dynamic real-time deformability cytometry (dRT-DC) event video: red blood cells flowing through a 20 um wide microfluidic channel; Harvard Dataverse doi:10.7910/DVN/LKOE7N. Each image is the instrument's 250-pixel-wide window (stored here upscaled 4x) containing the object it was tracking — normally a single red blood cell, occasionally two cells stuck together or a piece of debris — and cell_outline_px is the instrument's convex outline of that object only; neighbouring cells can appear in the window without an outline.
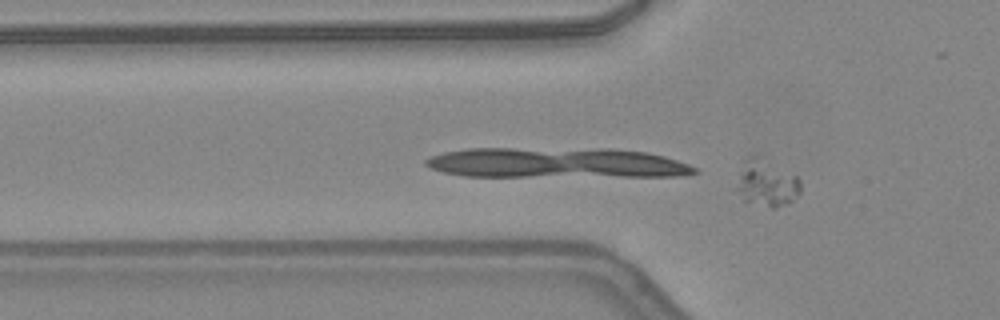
{"species": "common noctule bat (a hibernating species)", "species_latin": "Nyctalus noctula", "temperature_condition": "warm", "stored_images_in_passage": 8, "camera_frame_rate_fps": 3000, "um_per_image_px": 0.085, "animal": {"sex": "female", "body_mass_g": 24.6, "forearm_length_mm": 56.2}, "frame": {"image": 1, "passage_image": 8, "time_ms": 2.333, "image_size_px": [1000, 320], "cell_outline_px": [[800, 192], [788, 204], [776, 208], [772, 208], [744, 204], [740, 192], [740, 176], [744, 160], [748, 156], [756, 156], [796, 176], [800, 180]], "centroid_in_image_um": [65.19, 15.65], "position_along_channel_um": 60.6, "area_um2": 16.88}}